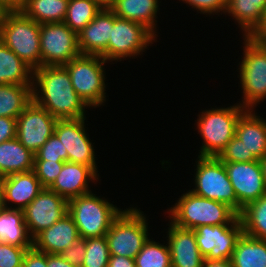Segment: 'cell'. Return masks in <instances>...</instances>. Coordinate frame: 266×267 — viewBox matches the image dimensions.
Wrapping results in <instances>:
<instances>
[{
    "label": "cell",
    "instance_id": "6da1fadb",
    "mask_svg": "<svg viewBox=\"0 0 266 267\" xmlns=\"http://www.w3.org/2000/svg\"><path fill=\"white\" fill-rule=\"evenodd\" d=\"M33 100L57 119L86 118L89 106L75 92L64 66H42L33 71Z\"/></svg>",
    "mask_w": 266,
    "mask_h": 267
},
{
    "label": "cell",
    "instance_id": "7a4b0ae2",
    "mask_svg": "<svg viewBox=\"0 0 266 267\" xmlns=\"http://www.w3.org/2000/svg\"><path fill=\"white\" fill-rule=\"evenodd\" d=\"M167 208L169 221L177 227L196 229L202 225L234 224L239 215L228 205L187 191Z\"/></svg>",
    "mask_w": 266,
    "mask_h": 267
},
{
    "label": "cell",
    "instance_id": "3957f363",
    "mask_svg": "<svg viewBox=\"0 0 266 267\" xmlns=\"http://www.w3.org/2000/svg\"><path fill=\"white\" fill-rule=\"evenodd\" d=\"M245 109L239 104L202 110L196 121L202 145L198 156L218 157L236 133V124Z\"/></svg>",
    "mask_w": 266,
    "mask_h": 267
},
{
    "label": "cell",
    "instance_id": "277c9868",
    "mask_svg": "<svg viewBox=\"0 0 266 267\" xmlns=\"http://www.w3.org/2000/svg\"><path fill=\"white\" fill-rule=\"evenodd\" d=\"M92 192L68 201V214L73 218L79 236L83 239L105 236L112 222L123 211L107 198L96 196Z\"/></svg>",
    "mask_w": 266,
    "mask_h": 267
},
{
    "label": "cell",
    "instance_id": "5b68a950",
    "mask_svg": "<svg viewBox=\"0 0 266 267\" xmlns=\"http://www.w3.org/2000/svg\"><path fill=\"white\" fill-rule=\"evenodd\" d=\"M137 207H128L112 222L106 233L110 255L133 258L149 239L148 217Z\"/></svg>",
    "mask_w": 266,
    "mask_h": 267
},
{
    "label": "cell",
    "instance_id": "8992f818",
    "mask_svg": "<svg viewBox=\"0 0 266 267\" xmlns=\"http://www.w3.org/2000/svg\"><path fill=\"white\" fill-rule=\"evenodd\" d=\"M40 29L21 11H10L0 32V40L33 71L41 67Z\"/></svg>",
    "mask_w": 266,
    "mask_h": 267
},
{
    "label": "cell",
    "instance_id": "52a82bcc",
    "mask_svg": "<svg viewBox=\"0 0 266 267\" xmlns=\"http://www.w3.org/2000/svg\"><path fill=\"white\" fill-rule=\"evenodd\" d=\"M106 63L109 62L101 56L80 54L64 65L70 74L75 92L90 108L105 105L107 77L104 65Z\"/></svg>",
    "mask_w": 266,
    "mask_h": 267
},
{
    "label": "cell",
    "instance_id": "ba28073f",
    "mask_svg": "<svg viewBox=\"0 0 266 267\" xmlns=\"http://www.w3.org/2000/svg\"><path fill=\"white\" fill-rule=\"evenodd\" d=\"M243 38V56L237 67L243 100L238 103L245 110H254L266 99V52L249 37ZM243 58V59H242Z\"/></svg>",
    "mask_w": 266,
    "mask_h": 267
},
{
    "label": "cell",
    "instance_id": "9c48e42d",
    "mask_svg": "<svg viewBox=\"0 0 266 267\" xmlns=\"http://www.w3.org/2000/svg\"><path fill=\"white\" fill-rule=\"evenodd\" d=\"M194 169L193 194L230 206L239 215V202L224 163L218 157L198 156Z\"/></svg>",
    "mask_w": 266,
    "mask_h": 267
},
{
    "label": "cell",
    "instance_id": "30bf717a",
    "mask_svg": "<svg viewBox=\"0 0 266 267\" xmlns=\"http://www.w3.org/2000/svg\"><path fill=\"white\" fill-rule=\"evenodd\" d=\"M156 41L157 36L145 25L118 18L113 12V29L109 45L101 57L111 63L135 59L143 55V52Z\"/></svg>",
    "mask_w": 266,
    "mask_h": 267
},
{
    "label": "cell",
    "instance_id": "8fae6325",
    "mask_svg": "<svg viewBox=\"0 0 266 267\" xmlns=\"http://www.w3.org/2000/svg\"><path fill=\"white\" fill-rule=\"evenodd\" d=\"M42 66H64L80 55L77 33L64 22L41 24Z\"/></svg>",
    "mask_w": 266,
    "mask_h": 267
},
{
    "label": "cell",
    "instance_id": "7c38bea8",
    "mask_svg": "<svg viewBox=\"0 0 266 267\" xmlns=\"http://www.w3.org/2000/svg\"><path fill=\"white\" fill-rule=\"evenodd\" d=\"M57 120L32 100L16 118V138L35 154L54 134Z\"/></svg>",
    "mask_w": 266,
    "mask_h": 267
},
{
    "label": "cell",
    "instance_id": "4fadbf2b",
    "mask_svg": "<svg viewBox=\"0 0 266 267\" xmlns=\"http://www.w3.org/2000/svg\"><path fill=\"white\" fill-rule=\"evenodd\" d=\"M242 234L240 218L234 224L202 225L194 229L198 249L209 260H230Z\"/></svg>",
    "mask_w": 266,
    "mask_h": 267
},
{
    "label": "cell",
    "instance_id": "5bb4252c",
    "mask_svg": "<svg viewBox=\"0 0 266 267\" xmlns=\"http://www.w3.org/2000/svg\"><path fill=\"white\" fill-rule=\"evenodd\" d=\"M86 119H58L54 133L67 150V161L92 167L98 173V159L93 146L95 143H92L87 133Z\"/></svg>",
    "mask_w": 266,
    "mask_h": 267
},
{
    "label": "cell",
    "instance_id": "9a60e30c",
    "mask_svg": "<svg viewBox=\"0 0 266 267\" xmlns=\"http://www.w3.org/2000/svg\"><path fill=\"white\" fill-rule=\"evenodd\" d=\"M223 163L239 202V213L247 204L266 194V184L259 160Z\"/></svg>",
    "mask_w": 266,
    "mask_h": 267
},
{
    "label": "cell",
    "instance_id": "2e32d148",
    "mask_svg": "<svg viewBox=\"0 0 266 267\" xmlns=\"http://www.w3.org/2000/svg\"><path fill=\"white\" fill-rule=\"evenodd\" d=\"M23 211L27 230L34 238L68 213V201L55 191L44 188Z\"/></svg>",
    "mask_w": 266,
    "mask_h": 267
},
{
    "label": "cell",
    "instance_id": "e0dca14e",
    "mask_svg": "<svg viewBox=\"0 0 266 267\" xmlns=\"http://www.w3.org/2000/svg\"><path fill=\"white\" fill-rule=\"evenodd\" d=\"M99 175L92 167L66 161L49 189L69 201L91 192L89 183L95 182L94 184L96 185L100 179Z\"/></svg>",
    "mask_w": 266,
    "mask_h": 267
},
{
    "label": "cell",
    "instance_id": "ac0fdd59",
    "mask_svg": "<svg viewBox=\"0 0 266 267\" xmlns=\"http://www.w3.org/2000/svg\"><path fill=\"white\" fill-rule=\"evenodd\" d=\"M168 224L166 241L172 267H203L205 257L198 249L194 230L177 227L170 221Z\"/></svg>",
    "mask_w": 266,
    "mask_h": 267
},
{
    "label": "cell",
    "instance_id": "d6986e66",
    "mask_svg": "<svg viewBox=\"0 0 266 267\" xmlns=\"http://www.w3.org/2000/svg\"><path fill=\"white\" fill-rule=\"evenodd\" d=\"M113 29V11L103 8L78 34L80 54L102 56L109 45Z\"/></svg>",
    "mask_w": 266,
    "mask_h": 267
},
{
    "label": "cell",
    "instance_id": "ffe728a7",
    "mask_svg": "<svg viewBox=\"0 0 266 267\" xmlns=\"http://www.w3.org/2000/svg\"><path fill=\"white\" fill-rule=\"evenodd\" d=\"M80 238L73 218L66 213L33 238V247L47 254H60Z\"/></svg>",
    "mask_w": 266,
    "mask_h": 267
},
{
    "label": "cell",
    "instance_id": "44dd1931",
    "mask_svg": "<svg viewBox=\"0 0 266 267\" xmlns=\"http://www.w3.org/2000/svg\"><path fill=\"white\" fill-rule=\"evenodd\" d=\"M43 189L34 170L7 175L3 191L4 207L24 210Z\"/></svg>",
    "mask_w": 266,
    "mask_h": 267
},
{
    "label": "cell",
    "instance_id": "7402d4cb",
    "mask_svg": "<svg viewBox=\"0 0 266 267\" xmlns=\"http://www.w3.org/2000/svg\"><path fill=\"white\" fill-rule=\"evenodd\" d=\"M235 135L242 140L248 154L258 160L266 156V119L254 110H245L240 115Z\"/></svg>",
    "mask_w": 266,
    "mask_h": 267
},
{
    "label": "cell",
    "instance_id": "603a6c76",
    "mask_svg": "<svg viewBox=\"0 0 266 267\" xmlns=\"http://www.w3.org/2000/svg\"><path fill=\"white\" fill-rule=\"evenodd\" d=\"M226 14L238 23L243 37H250L265 20L266 0H227Z\"/></svg>",
    "mask_w": 266,
    "mask_h": 267
},
{
    "label": "cell",
    "instance_id": "cb8c5ba5",
    "mask_svg": "<svg viewBox=\"0 0 266 267\" xmlns=\"http://www.w3.org/2000/svg\"><path fill=\"white\" fill-rule=\"evenodd\" d=\"M159 3L160 0H115L110 9L118 18L141 23L158 36Z\"/></svg>",
    "mask_w": 266,
    "mask_h": 267
},
{
    "label": "cell",
    "instance_id": "d4e9b609",
    "mask_svg": "<svg viewBox=\"0 0 266 267\" xmlns=\"http://www.w3.org/2000/svg\"><path fill=\"white\" fill-rule=\"evenodd\" d=\"M0 243L17 247H33L24 220V211L2 207L0 209Z\"/></svg>",
    "mask_w": 266,
    "mask_h": 267
},
{
    "label": "cell",
    "instance_id": "484cf974",
    "mask_svg": "<svg viewBox=\"0 0 266 267\" xmlns=\"http://www.w3.org/2000/svg\"><path fill=\"white\" fill-rule=\"evenodd\" d=\"M34 169V154L17 138L0 144V174L7 176Z\"/></svg>",
    "mask_w": 266,
    "mask_h": 267
},
{
    "label": "cell",
    "instance_id": "4316f807",
    "mask_svg": "<svg viewBox=\"0 0 266 267\" xmlns=\"http://www.w3.org/2000/svg\"><path fill=\"white\" fill-rule=\"evenodd\" d=\"M0 84L33 85V70L1 40Z\"/></svg>",
    "mask_w": 266,
    "mask_h": 267
},
{
    "label": "cell",
    "instance_id": "83f0119b",
    "mask_svg": "<svg viewBox=\"0 0 266 267\" xmlns=\"http://www.w3.org/2000/svg\"><path fill=\"white\" fill-rule=\"evenodd\" d=\"M230 260L232 267H266V240L252 238L243 233Z\"/></svg>",
    "mask_w": 266,
    "mask_h": 267
},
{
    "label": "cell",
    "instance_id": "f1b7e54d",
    "mask_svg": "<svg viewBox=\"0 0 266 267\" xmlns=\"http://www.w3.org/2000/svg\"><path fill=\"white\" fill-rule=\"evenodd\" d=\"M69 0H26L20 10L39 24L64 22Z\"/></svg>",
    "mask_w": 266,
    "mask_h": 267
},
{
    "label": "cell",
    "instance_id": "f546056e",
    "mask_svg": "<svg viewBox=\"0 0 266 267\" xmlns=\"http://www.w3.org/2000/svg\"><path fill=\"white\" fill-rule=\"evenodd\" d=\"M33 85L0 84V117L17 118L33 100Z\"/></svg>",
    "mask_w": 266,
    "mask_h": 267
},
{
    "label": "cell",
    "instance_id": "4dcf8cb0",
    "mask_svg": "<svg viewBox=\"0 0 266 267\" xmlns=\"http://www.w3.org/2000/svg\"><path fill=\"white\" fill-rule=\"evenodd\" d=\"M239 218L245 235L266 240V194L247 204Z\"/></svg>",
    "mask_w": 266,
    "mask_h": 267
},
{
    "label": "cell",
    "instance_id": "1f68e13d",
    "mask_svg": "<svg viewBox=\"0 0 266 267\" xmlns=\"http://www.w3.org/2000/svg\"><path fill=\"white\" fill-rule=\"evenodd\" d=\"M102 9L93 0H69L64 23L78 34Z\"/></svg>",
    "mask_w": 266,
    "mask_h": 267
},
{
    "label": "cell",
    "instance_id": "d6a6232c",
    "mask_svg": "<svg viewBox=\"0 0 266 267\" xmlns=\"http://www.w3.org/2000/svg\"><path fill=\"white\" fill-rule=\"evenodd\" d=\"M165 242L149 237L135 257L136 267H172L170 250Z\"/></svg>",
    "mask_w": 266,
    "mask_h": 267
},
{
    "label": "cell",
    "instance_id": "836d02e7",
    "mask_svg": "<svg viewBox=\"0 0 266 267\" xmlns=\"http://www.w3.org/2000/svg\"><path fill=\"white\" fill-rule=\"evenodd\" d=\"M110 251L106 236L86 239V253L81 267H107Z\"/></svg>",
    "mask_w": 266,
    "mask_h": 267
},
{
    "label": "cell",
    "instance_id": "e575fe53",
    "mask_svg": "<svg viewBox=\"0 0 266 267\" xmlns=\"http://www.w3.org/2000/svg\"><path fill=\"white\" fill-rule=\"evenodd\" d=\"M64 161L34 160V172L44 188H49L63 168Z\"/></svg>",
    "mask_w": 266,
    "mask_h": 267
},
{
    "label": "cell",
    "instance_id": "d590c367",
    "mask_svg": "<svg viewBox=\"0 0 266 267\" xmlns=\"http://www.w3.org/2000/svg\"><path fill=\"white\" fill-rule=\"evenodd\" d=\"M218 158L222 162H253L258 160L253 154H248L242 140L236 135L226 145Z\"/></svg>",
    "mask_w": 266,
    "mask_h": 267
},
{
    "label": "cell",
    "instance_id": "8d00e7d4",
    "mask_svg": "<svg viewBox=\"0 0 266 267\" xmlns=\"http://www.w3.org/2000/svg\"><path fill=\"white\" fill-rule=\"evenodd\" d=\"M34 160L67 161V150L54 133L34 154Z\"/></svg>",
    "mask_w": 266,
    "mask_h": 267
},
{
    "label": "cell",
    "instance_id": "74e56055",
    "mask_svg": "<svg viewBox=\"0 0 266 267\" xmlns=\"http://www.w3.org/2000/svg\"><path fill=\"white\" fill-rule=\"evenodd\" d=\"M30 248L0 243V267H22L25 252Z\"/></svg>",
    "mask_w": 266,
    "mask_h": 267
},
{
    "label": "cell",
    "instance_id": "f35d334b",
    "mask_svg": "<svg viewBox=\"0 0 266 267\" xmlns=\"http://www.w3.org/2000/svg\"><path fill=\"white\" fill-rule=\"evenodd\" d=\"M180 1V0H179ZM189 7L192 6L198 13L204 15H222L225 14L227 7V0H181Z\"/></svg>",
    "mask_w": 266,
    "mask_h": 267
},
{
    "label": "cell",
    "instance_id": "ab89813d",
    "mask_svg": "<svg viewBox=\"0 0 266 267\" xmlns=\"http://www.w3.org/2000/svg\"><path fill=\"white\" fill-rule=\"evenodd\" d=\"M86 253V239L79 238L74 244L70 245L60 255L76 267H81Z\"/></svg>",
    "mask_w": 266,
    "mask_h": 267
},
{
    "label": "cell",
    "instance_id": "60d3db41",
    "mask_svg": "<svg viewBox=\"0 0 266 267\" xmlns=\"http://www.w3.org/2000/svg\"><path fill=\"white\" fill-rule=\"evenodd\" d=\"M22 267H47V253L38 251L34 247L27 249Z\"/></svg>",
    "mask_w": 266,
    "mask_h": 267
},
{
    "label": "cell",
    "instance_id": "b9f144b4",
    "mask_svg": "<svg viewBox=\"0 0 266 267\" xmlns=\"http://www.w3.org/2000/svg\"><path fill=\"white\" fill-rule=\"evenodd\" d=\"M16 138V118L0 117V144Z\"/></svg>",
    "mask_w": 266,
    "mask_h": 267
},
{
    "label": "cell",
    "instance_id": "7bdbcfd3",
    "mask_svg": "<svg viewBox=\"0 0 266 267\" xmlns=\"http://www.w3.org/2000/svg\"><path fill=\"white\" fill-rule=\"evenodd\" d=\"M249 38L266 52V22H263Z\"/></svg>",
    "mask_w": 266,
    "mask_h": 267
},
{
    "label": "cell",
    "instance_id": "ee69618b",
    "mask_svg": "<svg viewBox=\"0 0 266 267\" xmlns=\"http://www.w3.org/2000/svg\"><path fill=\"white\" fill-rule=\"evenodd\" d=\"M107 267H136L135 259L110 255Z\"/></svg>",
    "mask_w": 266,
    "mask_h": 267
},
{
    "label": "cell",
    "instance_id": "f6af8a7d",
    "mask_svg": "<svg viewBox=\"0 0 266 267\" xmlns=\"http://www.w3.org/2000/svg\"><path fill=\"white\" fill-rule=\"evenodd\" d=\"M47 267H76L60 254H47Z\"/></svg>",
    "mask_w": 266,
    "mask_h": 267
},
{
    "label": "cell",
    "instance_id": "bcb514c9",
    "mask_svg": "<svg viewBox=\"0 0 266 267\" xmlns=\"http://www.w3.org/2000/svg\"><path fill=\"white\" fill-rule=\"evenodd\" d=\"M26 0H0L9 11H20Z\"/></svg>",
    "mask_w": 266,
    "mask_h": 267
},
{
    "label": "cell",
    "instance_id": "7dc6e473",
    "mask_svg": "<svg viewBox=\"0 0 266 267\" xmlns=\"http://www.w3.org/2000/svg\"><path fill=\"white\" fill-rule=\"evenodd\" d=\"M203 267H232V263L231 260L228 259H218V260L205 259Z\"/></svg>",
    "mask_w": 266,
    "mask_h": 267
},
{
    "label": "cell",
    "instance_id": "c3c4849f",
    "mask_svg": "<svg viewBox=\"0 0 266 267\" xmlns=\"http://www.w3.org/2000/svg\"><path fill=\"white\" fill-rule=\"evenodd\" d=\"M10 11L0 2V32L4 25L5 18Z\"/></svg>",
    "mask_w": 266,
    "mask_h": 267
},
{
    "label": "cell",
    "instance_id": "681fc988",
    "mask_svg": "<svg viewBox=\"0 0 266 267\" xmlns=\"http://www.w3.org/2000/svg\"><path fill=\"white\" fill-rule=\"evenodd\" d=\"M93 1L96 2L101 8H111L115 3V0H93Z\"/></svg>",
    "mask_w": 266,
    "mask_h": 267
},
{
    "label": "cell",
    "instance_id": "f907efd6",
    "mask_svg": "<svg viewBox=\"0 0 266 267\" xmlns=\"http://www.w3.org/2000/svg\"><path fill=\"white\" fill-rule=\"evenodd\" d=\"M4 181H5V176L0 174V209L4 207V197H3Z\"/></svg>",
    "mask_w": 266,
    "mask_h": 267
},
{
    "label": "cell",
    "instance_id": "816d5d0a",
    "mask_svg": "<svg viewBox=\"0 0 266 267\" xmlns=\"http://www.w3.org/2000/svg\"><path fill=\"white\" fill-rule=\"evenodd\" d=\"M259 161H260L261 166H262L264 181H265V184H266V156H264Z\"/></svg>",
    "mask_w": 266,
    "mask_h": 267
}]
</instances>
